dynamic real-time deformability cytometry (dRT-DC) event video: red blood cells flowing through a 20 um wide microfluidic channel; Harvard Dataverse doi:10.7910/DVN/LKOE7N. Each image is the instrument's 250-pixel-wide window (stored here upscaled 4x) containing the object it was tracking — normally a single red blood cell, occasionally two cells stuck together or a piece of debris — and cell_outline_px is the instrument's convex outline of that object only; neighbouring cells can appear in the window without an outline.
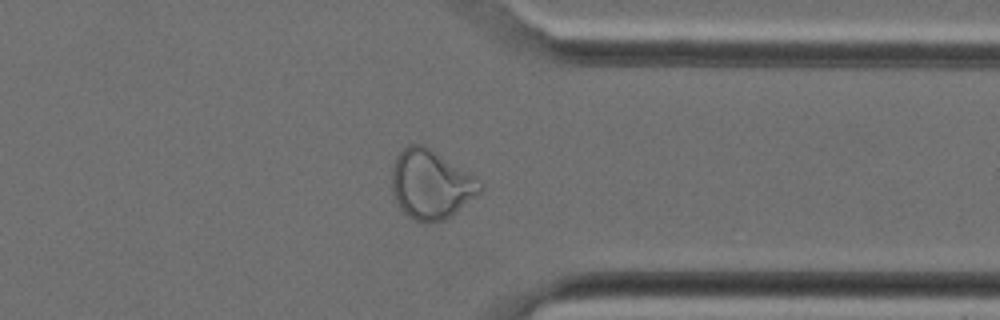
{"species": "Egyptian fruit bat (a non-hibernating species)", "species_latin": "Rousettus aegyptiacus", "temperature_condition": "cold", "stored_images_in_passage": 29, "camera_frame_rate_fps": 3000, "um_per_image_px": 0.085, "animal": {"sex": "female"}, "frame": {"image": 1, "passage_image": 21, "time_ms": 6.667, "image_size_px": [1000, 320], "cell_outline_px": [[484, 188], [480, 192], [444, 220], [416, 220], [408, 216], [400, 208], [392, 192], [392, 168], [396, 156], [408, 144], [420, 144], [436, 152], [472, 172], [484, 184]], "centroid_in_image_um": [36.64, 15.63], "position_along_channel_um": 374.8, "area_um2": 35.14}}